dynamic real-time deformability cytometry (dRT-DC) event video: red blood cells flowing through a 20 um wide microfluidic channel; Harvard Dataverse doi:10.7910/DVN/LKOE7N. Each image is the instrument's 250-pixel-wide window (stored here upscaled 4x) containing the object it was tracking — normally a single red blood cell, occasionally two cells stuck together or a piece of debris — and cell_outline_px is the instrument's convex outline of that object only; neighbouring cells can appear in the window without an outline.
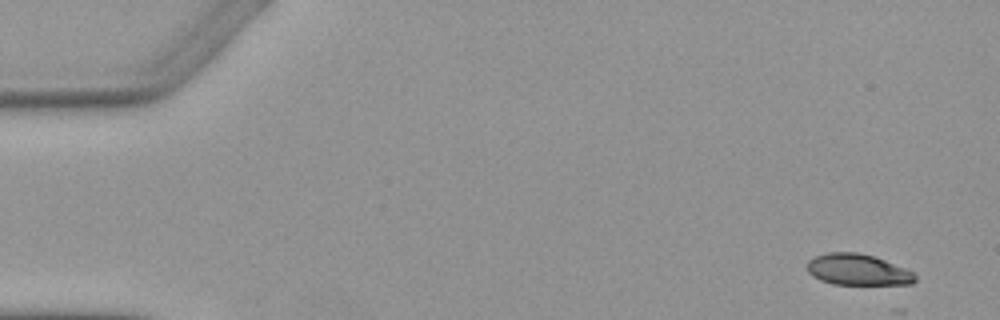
{"species": "Egyptian fruit bat (a non-hibernating species)", "species_latin": "Rousettus aegyptiacus", "temperature_condition": "warm", "stored_images_in_passage": 5, "camera_frame_rate_fps": 3000, "um_per_image_px": 0.085, "animal": {"sex": "female"}, "frame": {"image": 1, "passage_image": 1, "time_ms": 0.0, "image_size_px": [1000, 320], "cell_outline_px": [[916, 280], [912, 284], [832, 284], [820, 280], [812, 276], [808, 272], [808, 260], [816, 256], [828, 252], [856, 252], [872, 256], [884, 260], [904, 268], [912, 272], [916, 276]], "centroid_in_image_um": [72.88, 22.93], "position_along_channel_um": 12.1, "area_um2": 19.42}}